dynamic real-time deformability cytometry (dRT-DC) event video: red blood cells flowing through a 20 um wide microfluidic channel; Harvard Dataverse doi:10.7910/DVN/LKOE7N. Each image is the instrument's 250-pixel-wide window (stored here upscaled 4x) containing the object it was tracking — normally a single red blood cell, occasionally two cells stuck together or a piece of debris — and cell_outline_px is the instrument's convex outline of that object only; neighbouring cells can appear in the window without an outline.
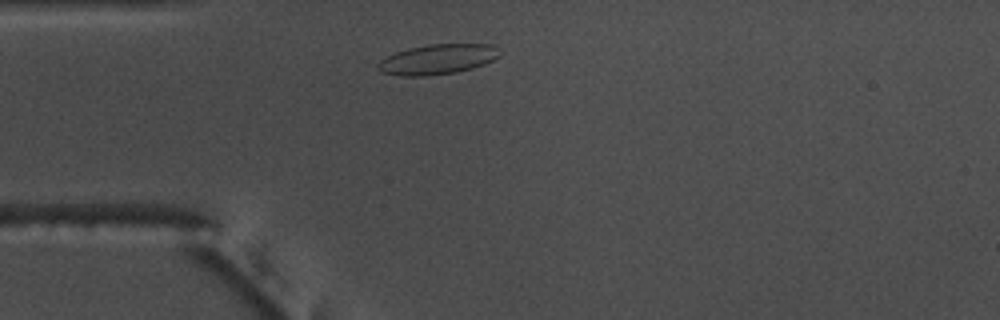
{"species": "common noctule bat (a hibernating species)", "species_latin": "Nyctalus noctula", "temperature_condition": "warm", "stored_images_in_passage": 34, "camera_frame_rate_fps": 3000, "um_per_image_px": 0.085, "animal": {"sex": "male", "body_mass_g": 17.5, "forearm_length_mm": 52.3}, "frame": {"image": 1, "passage_image": 4, "time_ms": 1.0, "image_size_px": [1000, 320], "cell_outline_px": [[500, 56], [484, 64], [472, 68], [456, 72], [424, 76], [404, 76], [380, 72], [376, 68], [376, 64], [380, 60], [396, 52], [408, 48], [428, 44], [492, 44], [496, 48]], "centroid_in_image_um": [37.15, 5.04], "position_along_channel_um": 47.8, "area_um2": 21.27}}
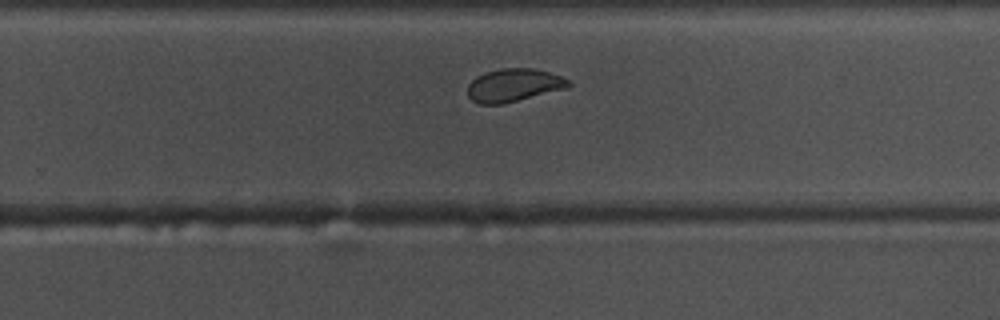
{"frame": {"image": 2, "passage_image": 24, "time_ms": 7.667, "image_size_px": [1000, 320], "cell_outline_px": [[572, 84], [568, 88], [500, 104], [480, 104], [472, 100], [468, 96], [468, 84], [476, 76], [484, 72], [500, 68], [536, 68], [560, 76], [568, 80]], "centroid_in_image_um": [43.65, 7.23], "position_along_channel_um": 286.1, "area_um2": 19.36}}
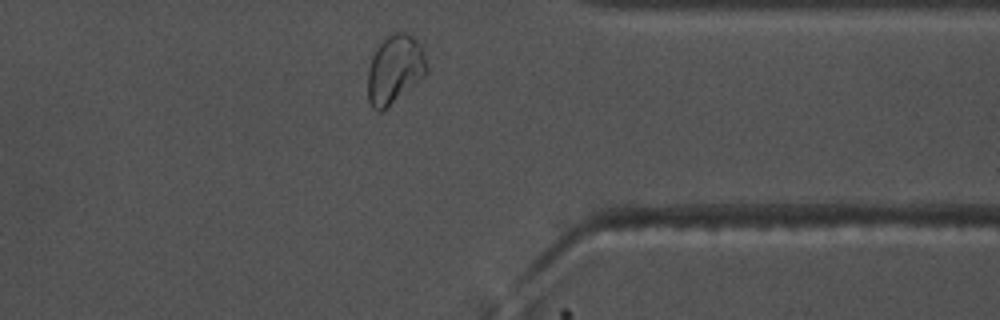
{"frame": {"image": 3, "passage_image": 32, "time_ms": 10.333, "image_size_px": [1000, 320], "cell_outline_px": [[428, 72], [424, 76], [380, 112], [376, 112], [372, 108], [368, 100], [368, 68], [372, 56], [376, 48], [388, 36], [396, 32], [404, 32], [412, 36], [420, 44], [424, 52]], "centroid_in_image_um": [33.54, 5.89], "position_along_channel_um": 377.9, "area_um2": 23.24}, "authors_computed_cell_mechanics": {"area_um2": 20.2878, "velocity_mm_per_s": 3.7559, "shape_relaxation_time_tau1_ms": 8.2173, "shape_relaxation_time_tau2_ms": 1.1159, "deformation_change_tau1": 0.1928, "deformation_change_tau2": 0.0583}}